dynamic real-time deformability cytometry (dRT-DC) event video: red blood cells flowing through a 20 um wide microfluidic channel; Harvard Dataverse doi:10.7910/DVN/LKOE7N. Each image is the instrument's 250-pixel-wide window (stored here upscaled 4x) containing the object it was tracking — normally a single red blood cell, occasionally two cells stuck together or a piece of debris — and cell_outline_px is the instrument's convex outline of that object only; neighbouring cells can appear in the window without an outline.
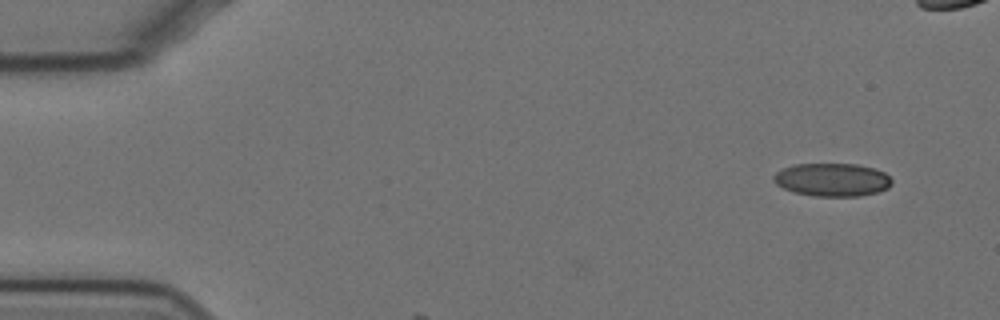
{"species": "Egyptian fruit bat (a non-hibernating species)", "species_latin": "Rousettus aegyptiacus", "temperature_condition": "cold", "stored_images_in_passage": 6, "camera_frame_rate_fps": 3000, "um_per_image_px": 0.085, "animal": {"sex": "female"}, "frame": {"image": 1, "passage_image": 6, "time_ms": 1.667, "image_size_px": [1000, 320], "cell_outline_px": [[892, 184], [888, 188], [876, 192], [860, 196], [812, 196], [792, 192], [776, 184], [772, 180], [772, 176], [776, 172], [784, 168], [796, 164], [856, 164], [872, 168], [884, 172], [892, 180]], "centroid_in_image_um": [70.71, 15.28], "position_along_channel_um": 14.3, "area_um2": 22.83}}